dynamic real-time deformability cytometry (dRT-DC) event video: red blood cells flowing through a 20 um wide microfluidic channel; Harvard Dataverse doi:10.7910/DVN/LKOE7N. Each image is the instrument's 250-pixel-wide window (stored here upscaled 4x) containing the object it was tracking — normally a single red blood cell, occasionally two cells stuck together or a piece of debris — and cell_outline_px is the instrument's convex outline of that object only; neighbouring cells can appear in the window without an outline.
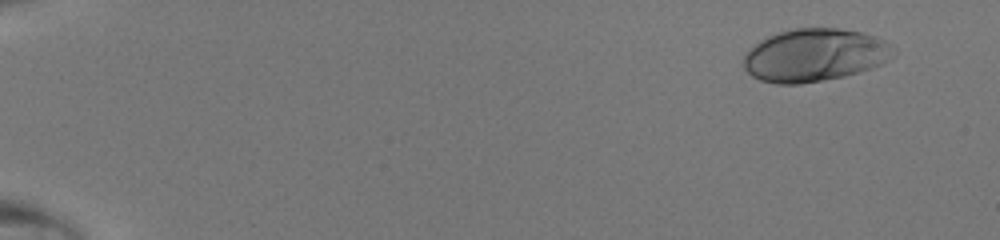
{"species": "human", "species_latin": "Homo sapiens", "temperature_condition": "room temperature", "stored_images_in_passage": 45, "camera_frame_rate_fps": 3000, "um_per_image_px": 0.085, "donor": {"sex": "male"}, "frame": {"image": 1, "passage_image": 1, "time_ms": 0.0, "image_size_px": [1000, 240], "cell_outline_px": [[896, 56], [880, 64], [844, 76], [824, 80], [800, 84], [776, 84], [760, 80], [752, 76], [744, 68], [744, 56], [760, 40], [768, 36], [780, 32], [796, 28], [836, 28], [860, 32], [876, 36], [892, 44], [896, 48]], "centroid_in_image_um": [69.28, 4.69], "position_along_channel_um": 15.7, "area_um2": 46.01}}
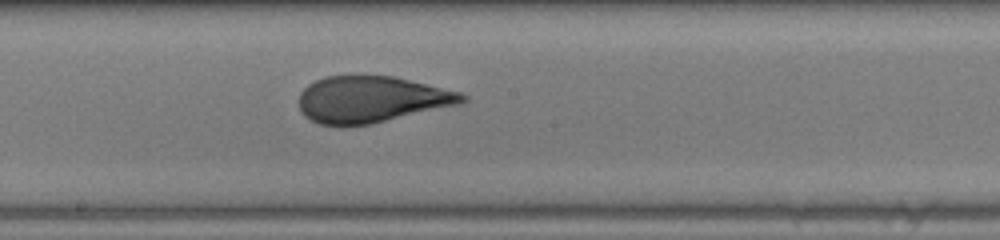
{"frame": {"image": 2, "passage_image": 26, "time_ms": 8.333, "image_size_px": [1000, 240], "cell_outline_px": [[468, 100], [460, 104], [372, 124], [320, 124], [304, 116], [300, 108], [300, 92], [308, 84], [324, 76], [392, 76], [460, 92], [468, 96]], "centroid_in_image_um": [31.59, 8.44], "position_along_channel_um": 216.6, "area_um2": 43.7}}
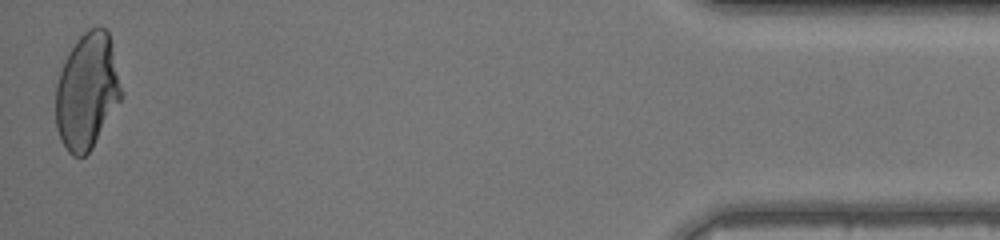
{"frame": {"image": 3, "passage_image": 45, "time_ms": 14.667, "image_size_px": [1000, 240], "cell_outline_px": [[124, 96], [92, 148], [84, 156], [72, 156], [68, 152], [60, 140], [56, 128], [56, 84], [60, 72], [68, 52], [76, 40], [88, 28], [96, 24], [104, 28], [108, 32], [124, 92]], "centroid_in_image_um": [7.41, 7.75], "position_along_channel_um": 427.8, "area_um2": 44.8}}